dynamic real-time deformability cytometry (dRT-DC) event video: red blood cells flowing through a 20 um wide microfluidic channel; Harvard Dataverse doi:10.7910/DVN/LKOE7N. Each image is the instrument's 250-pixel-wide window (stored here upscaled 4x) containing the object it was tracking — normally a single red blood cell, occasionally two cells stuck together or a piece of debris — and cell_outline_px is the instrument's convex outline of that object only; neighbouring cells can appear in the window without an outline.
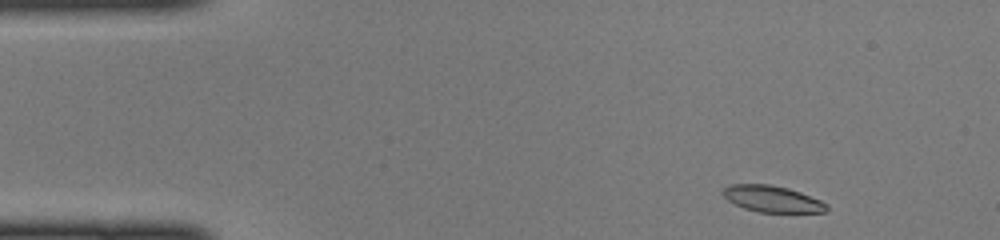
{"species": "common noctule bat (a hibernating species)", "species_latin": "Nyctalus noctula", "temperature_condition": "cold", "stored_images_in_passage": 43, "camera_frame_rate_fps": 3000, "um_per_image_px": 0.085, "animal": {"sex": "female", "body_mass_g": 22.0, "forearm_length_mm": 56.7}, "frame": {"image": 1, "passage_image": 1, "time_ms": 0.0, "image_size_px": [1000, 240], "cell_outline_px": [[828, 208], [824, 212], [760, 212], [744, 208], [728, 200], [720, 192], [724, 188], [732, 184], [768, 184], [788, 188], [800, 192], [820, 200], [828, 204]], "centroid_in_image_um": [65.63, 16.9], "position_along_channel_um": 19.4, "area_um2": 15.84}}
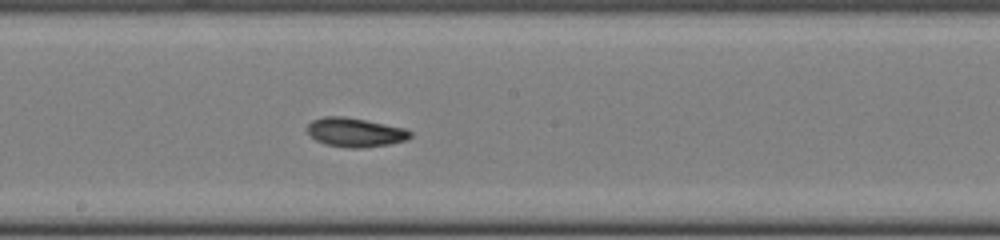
{"frame": {"image": 2, "passage_image": 21, "time_ms": 6.667, "image_size_px": [1000, 240], "cell_outline_px": [[412, 136], [408, 140], [388, 144], [360, 148], [348, 148], [324, 144], [316, 140], [308, 132], [308, 124], [312, 120], [324, 116], [344, 116], [404, 128], [412, 132]], "centroid_in_image_um": [30.19, 11.25], "position_along_channel_um": 218.0, "area_um2": 17.34}}
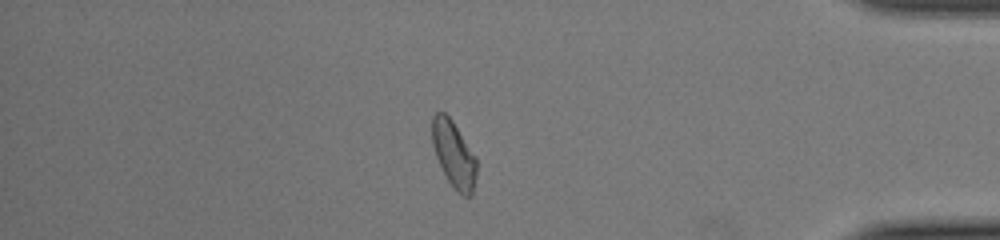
{"frame": {"image": 3, "passage_image": 36, "time_ms": 11.667, "image_size_px": [1000, 240], "cell_outline_px": [[476, 176], [472, 196], [464, 196], [456, 192], [448, 180], [436, 156], [432, 144], [432, 116], [436, 112], [444, 112], [452, 120], [476, 156]], "centroid_in_image_um": [38.58, 13.12], "position_along_channel_um": 396.6, "area_um2": 17.17}}